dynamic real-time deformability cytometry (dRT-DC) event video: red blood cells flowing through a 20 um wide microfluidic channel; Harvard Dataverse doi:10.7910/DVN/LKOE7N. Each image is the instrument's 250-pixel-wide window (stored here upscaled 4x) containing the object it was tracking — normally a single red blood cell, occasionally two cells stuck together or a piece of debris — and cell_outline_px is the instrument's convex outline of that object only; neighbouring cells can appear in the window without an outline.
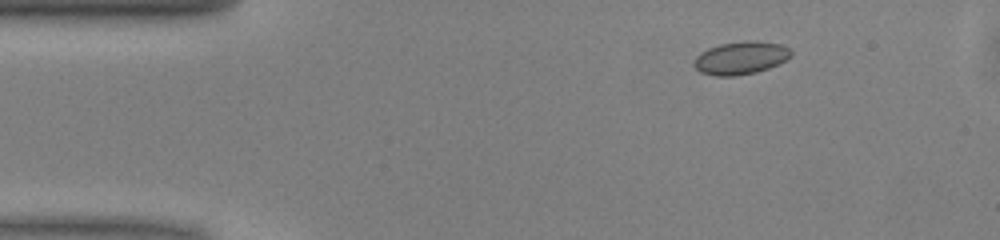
{"species": "common noctule bat (a hibernating species)", "species_latin": "Nyctalus noctula", "temperature_condition": "warm", "stored_images_in_passage": 37, "camera_frame_rate_fps": 3000, "um_per_image_px": 0.085, "animal": {"sex": "male", "body_mass_g": 13.0, "forearm_length_mm": 53.1}, "frame": {"image": 1, "passage_image": 1, "time_ms": 0.0, "image_size_px": [1000, 240], "cell_outline_px": [[792, 56], [768, 68], [756, 72], [736, 76], [712, 76], [700, 72], [692, 64], [696, 56], [700, 52], [708, 48], [720, 44], [744, 40], [756, 40], [780, 44], [792, 48]], "centroid_in_image_um": [62.95, 4.91], "position_along_channel_um": 22.1, "area_um2": 18.84}}
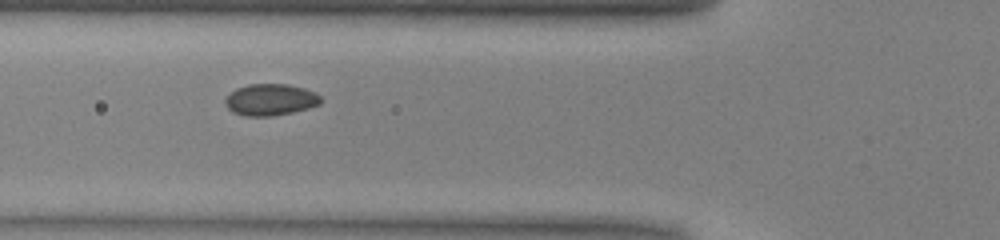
{"frame": {"image": 2, "passage_image": 12, "time_ms": 3.667, "image_size_px": [1000, 240], "cell_outline_px": [[324, 100], [320, 104], [308, 108], [292, 112], [272, 116], [248, 116], [232, 112], [228, 108], [224, 100], [236, 88], [248, 84], [288, 84], [304, 88], [316, 92]], "centroid_in_image_um": [23.02, 8.47], "position_along_channel_um": 102.8, "area_um2": 17.63}}
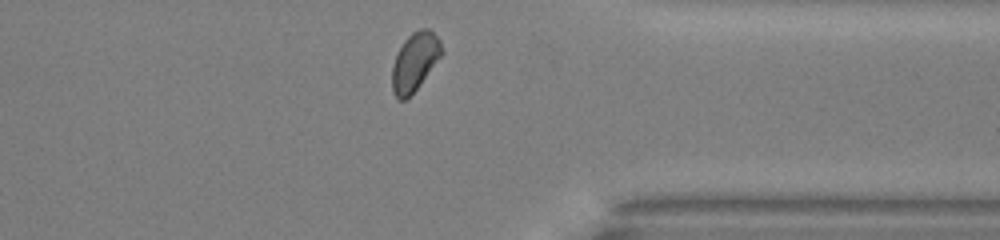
{"frame": {"image": 3, "passage_image": 33, "time_ms": 10.667, "image_size_px": [1000, 240], "cell_outline_px": [[444, 52], [420, 84], [404, 100], [400, 100], [392, 92], [392, 64], [404, 40], [412, 32], [420, 28], [428, 28], [440, 40]], "centroid_in_image_um": [35.26, 5.22], "position_along_channel_um": 376.1, "area_um2": 16.65}, "authors_computed_cell_mechanics": {"area_um2": 17.2244, "velocity_mm_per_s": 4.0422, "shape_relaxation_time_tau1_ms": 2.3478, "shape_relaxation_time_tau2_ms": 1.5857, "deformation_change_tau1": 0.0474, "deformation_change_tau2": 0.0315}}